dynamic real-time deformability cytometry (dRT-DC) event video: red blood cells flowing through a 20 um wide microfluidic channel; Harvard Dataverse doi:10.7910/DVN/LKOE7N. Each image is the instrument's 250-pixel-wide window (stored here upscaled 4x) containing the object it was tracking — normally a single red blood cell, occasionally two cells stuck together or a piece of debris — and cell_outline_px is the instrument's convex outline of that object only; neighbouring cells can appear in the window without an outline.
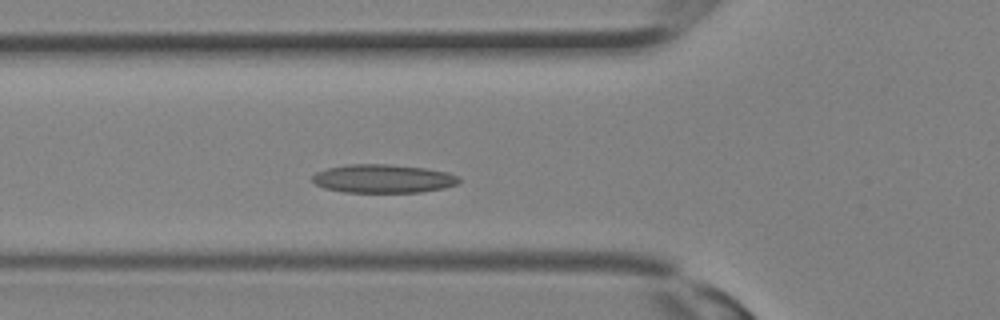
{"species": "Egyptian fruit bat (a non-hibernating species)", "species_latin": "Rousettus aegyptiacus", "temperature_condition": "room temperature", "stored_images_in_passage": 15, "camera_frame_rate_fps": 3000, "um_per_image_px": 0.085, "animal": {"sex": "female"}, "frame": {"image": 1, "passage_image": 7, "time_ms": 2.0, "image_size_px": [1000, 320], "cell_outline_px": [[460, 180], [456, 184], [444, 188], [420, 192], [344, 192], [324, 188], [316, 184], [312, 180], [312, 176], [316, 172], [328, 168], [348, 164], [388, 164], [424, 168], [448, 172], [460, 176]], "centroid_in_image_um": [32.57, 15.18], "position_along_channel_um": 93.2, "area_um2": 24.33}}
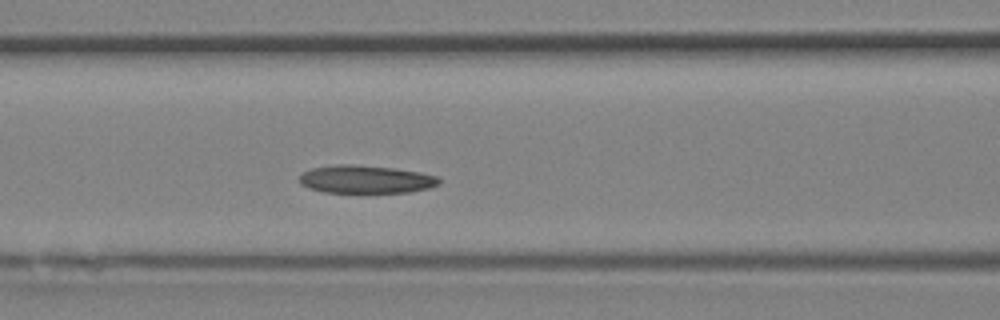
{"frame": {"image": 2, "passage_image": 9, "time_ms": 2.667, "image_size_px": [1000, 320], "cell_outline_px": [[440, 184], [428, 188], [408, 192], [324, 192], [308, 188], [300, 184], [300, 172], [312, 168], [340, 164], [352, 164], [392, 168], [420, 172], [440, 176]], "centroid_in_image_um": [31.09, 15.24], "position_along_channel_um": 135.5, "area_um2": 22.77}}
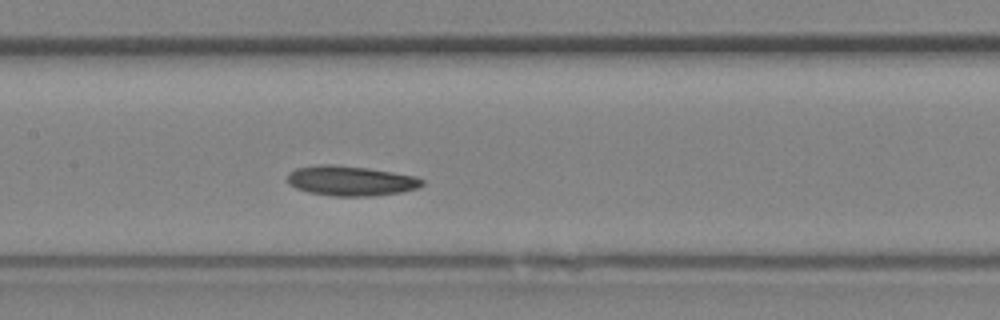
{"frame": {"image": 3, "passage_image": 11, "time_ms": 3.333, "image_size_px": [1000, 320], "cell_outline_px": [[424, 184], [416, 188], [400, 192], [372, 196], [332, 196], [308, 192], [296, 188], [288, 184], [288, 172], [296, 168], [316, 164], [332, 164], [368, 168], [416, 176], [424, 180]], "centroid_in_image_um": [29.78, 15.36], "position_along_channel_um": 177.6, "area_um2": 23.58}}